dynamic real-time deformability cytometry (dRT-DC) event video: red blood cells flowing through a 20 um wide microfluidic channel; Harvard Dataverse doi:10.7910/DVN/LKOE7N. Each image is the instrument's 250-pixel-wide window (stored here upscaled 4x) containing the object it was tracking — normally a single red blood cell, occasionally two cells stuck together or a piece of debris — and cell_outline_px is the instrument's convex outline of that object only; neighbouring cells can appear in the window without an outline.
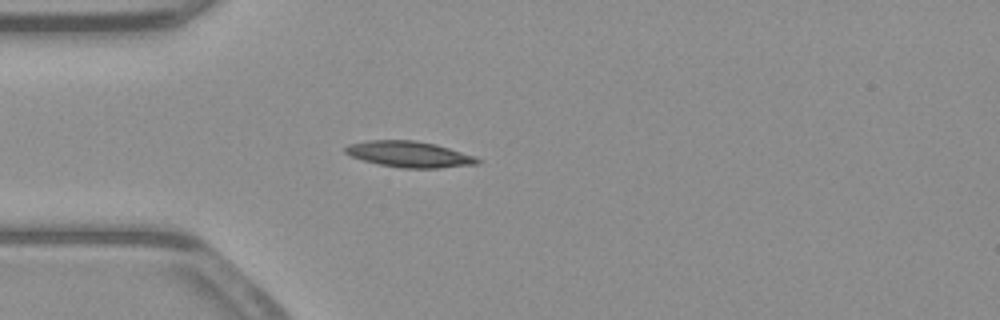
{"species": "common noctule bat (a hibernating species)", "species_latin": "Nyctalus noctula", "temperature_condition": "warm", "stored_images_in_passage": 39, "camera_frame_rate_fps": 3000, "um_per_image_px": 0.085, "animal": {"sex": "male", "body_mass_g": 23.1, "forearm_length_mm": 52.7}, "frame": {"image": 1, "passage_image": 1, "time_ms": 0.0, "image_size_px": [1000, 320], "cell_outline_px": [[480, 164], [440, 168], [400, 168], [380, 164], [364, 160], [352, 156], [344, 152], [344, 148], [348, 144], [368, 140], [412, 140], [436, 144], [476, 156], [480, 160]], "centroid_in_image_um": [34.82, 13.11], "position_along_channel_um": 50.2, "area_um2": 20.06}}
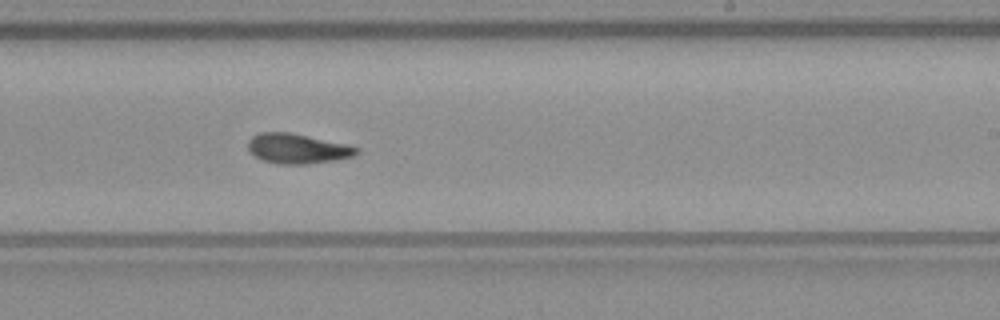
{"frame": {"image": 2, "passage_image": 18, "time_ms": 5.667, "image_size_px": [1000, 320], "cell_outline_px": [[360, 152], [352, 156], [336, 160], [308, 164], [276, 164], [264, 160], [256, 156], [248, 148], [248, 140], [252, 136], [260, 132], [288, 132], [344, 144], [360, 148]], "centroid_in_image_um": [25.27, 12.64], "position_along_channel_um": 263.7, "area_um2": 18.67}}
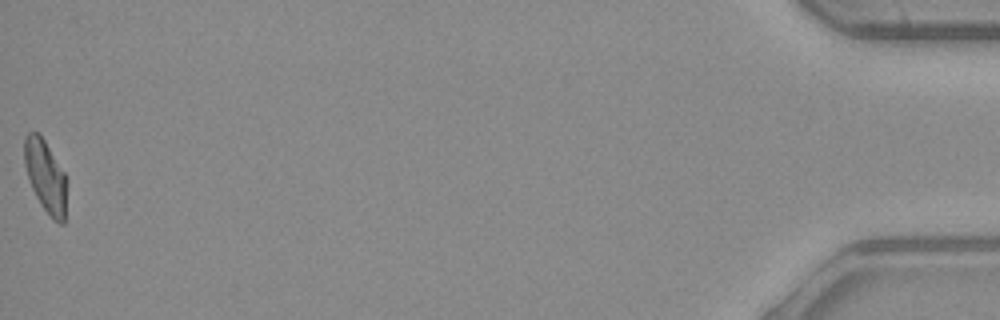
{"frame": {"image": 3, "passage_image": 39, "time_ms": 12.667, "image_size_px": [1000, 320], "cell_outline_px": [[64, 224], [60, 224], [52, 220], [40, 204], [32, 188], [24, 164], [24, 136], [28, 132], [40, 132], [64, 172]], "centroid_in_image_um": [3.82, 14.93], "position_along_channel_um": 431.4, "area_um2": 17.51}, "authors_computed_cell_mechanics": {"area_um2": 18.6116, "velocity_mm_per_s": 3.9373, "shape_relaxation_time_tau1_ms": 10.4886, "shape_relaxation_time_tau2_ms": 2.8559, "deformation_change_tau1": 0.2828, "deformation_change_tau2": 0.0929}}